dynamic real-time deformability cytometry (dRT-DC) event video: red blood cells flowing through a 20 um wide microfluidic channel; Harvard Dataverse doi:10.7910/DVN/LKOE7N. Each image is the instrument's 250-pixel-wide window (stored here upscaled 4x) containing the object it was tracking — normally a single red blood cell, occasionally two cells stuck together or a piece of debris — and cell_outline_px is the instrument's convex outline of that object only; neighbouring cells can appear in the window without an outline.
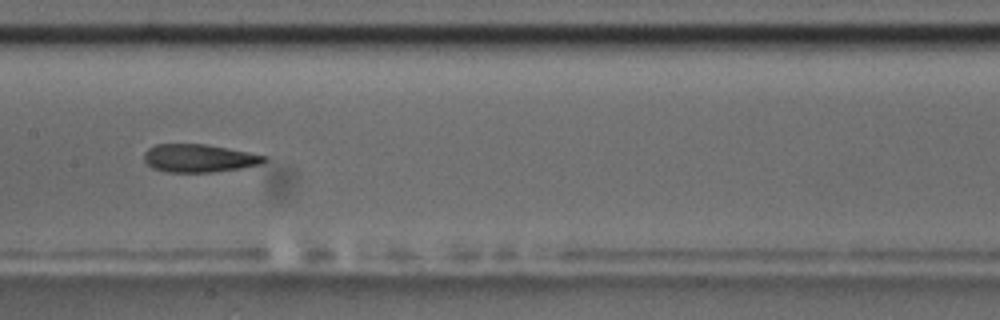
{"species": "common noctule bat (a hibernating species)", "species_latin": "Nyctalus noctula", "temperature_condition": "room temperature", "stored_images_in_passage": 14, "camera_frame_rate_fps": 3000, "um_per_image_px": 0.085, "animal": {"sex": "male", "body_mass_g": 17.5, "forearm_length_mm": 52.3}, "frame": {"image": 1, "passage_image": 7, "time_ms": 8.0, "image_size_px": [1000, 320], "cell_outline_px": [[268, 160], [260, 164], [240, 168], [212, 172], [168, 172], [152, 168], [144, 160], [144, 152], [148, 148], [156, 144], [204, 144], [248, 152], [268, 156]], "centroid_in_image_um": [16.91, 13.45], "position_along_channel_um": 190.5, "area_um2": 19.54}, "authors_computed_cell_mechanics": {"area_um2": 20.9236, "velocity_mm_per_s": 3.4998, "shape_relaxation_time_tau1_ms": null, "shape_relaxation_time_tau2_ms": 1.9134, "deformation_change_tau1": null, "deformation_change_tau2": 0.0815}}